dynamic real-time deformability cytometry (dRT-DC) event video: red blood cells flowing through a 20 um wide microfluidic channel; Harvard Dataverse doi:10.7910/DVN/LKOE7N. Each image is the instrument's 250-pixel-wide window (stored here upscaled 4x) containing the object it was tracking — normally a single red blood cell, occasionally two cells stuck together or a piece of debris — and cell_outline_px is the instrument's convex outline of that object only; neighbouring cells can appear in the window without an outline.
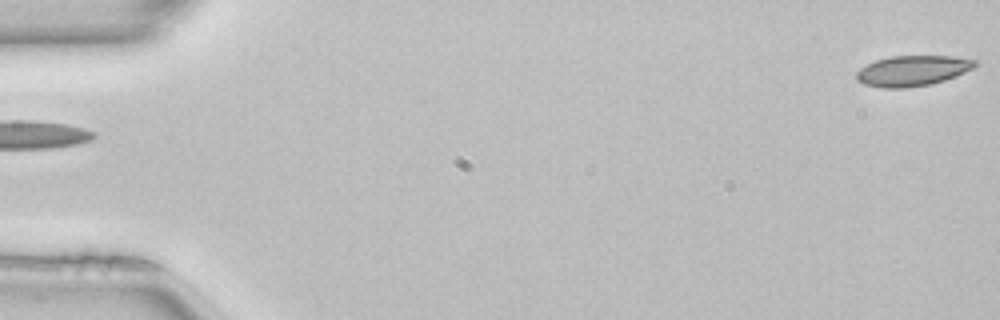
{"species": "common noctule bat (a hibernating species)", "species_latin": "Nyctalus noctula", "temperature_condition": "room temperature", "stored_images_in_passage": 15, "camera_frame_rate_fps": 3000, "um_per_image_px": 0.085, "animal": {"sex": "female", "body_mass_g": 22.7, "forearm_length_mm": 54.2}, "frame": {"image": 1, "passage_image": 1, "time_ms": 0.0, "image_size_px": [1000, 320], "cell_outline_px": [[976, 64], [972, 68], [956, 76], [932, 84], [908, 88], [880, 88], [864, 84], [856, 80], [856, 72], [860, 68], [876, 60], [892, 56], [952, 56], [976, 60]], "centroid_in_image_um": [77.53, 6.02], "position_along_channel_um": 7.5, "area_um2": 21.04}}
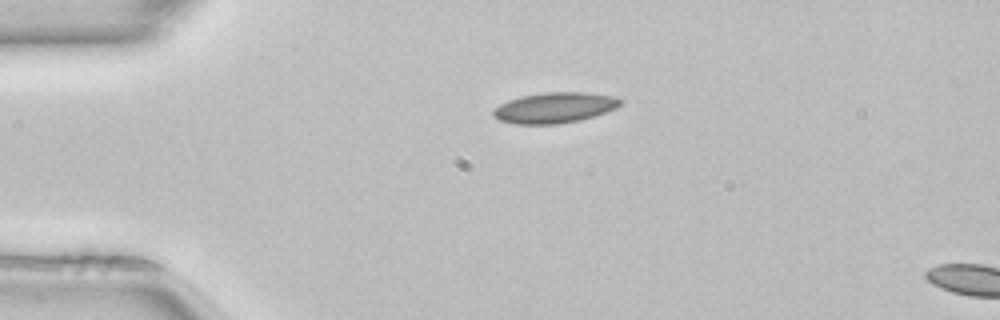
{"frame": {"image": 2, "passage_image": 12, "time_ms": 3.667, "image_size_px": [1000, 320], "cell_outline_px": [[624, 100], [616, 108], [580, 120], [556, 124], [516, 124], [500, 120], [492, 112], [500, 104], [508, 100], [524, 96], [544, 92], [584, 92], [612, 96]], "centroid_in_image_um": [47.16, 9.15], "position_along_channel_um": 37.8, "area_um2": 22.31}}